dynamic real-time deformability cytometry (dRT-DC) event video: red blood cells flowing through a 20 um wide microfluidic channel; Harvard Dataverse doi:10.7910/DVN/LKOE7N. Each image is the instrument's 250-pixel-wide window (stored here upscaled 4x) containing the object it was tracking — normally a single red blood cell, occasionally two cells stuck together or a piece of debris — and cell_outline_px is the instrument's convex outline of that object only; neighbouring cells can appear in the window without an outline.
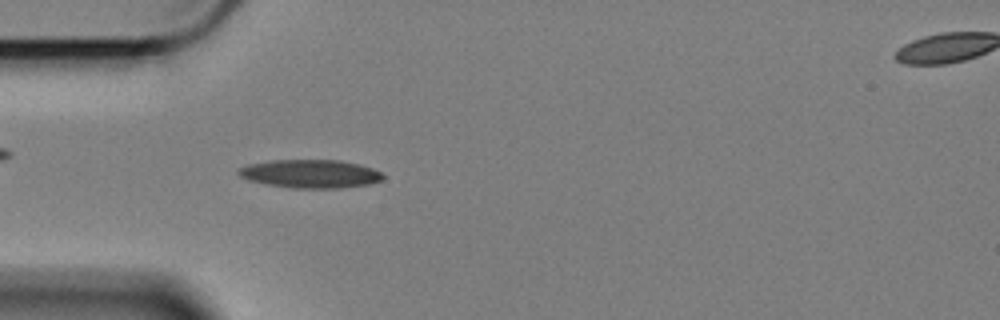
{"species": "Egyptian fruit bat (a non-hibernating species)", "species_latin": "Rousettus aegyptiacus", "temperature_condition": "cold", "stored_images_in_passage": 45, "camera_frame_rate_fps": 3000, "um_per_image_px": 0.085, "animal": {"sex": "female"}, "frame": {"image": 1, "passage_image": 4, "time_ms": 1.0, "image_size_px": [1000, 320], "cell_outline_px": [[384, 176], [380, 180], [368, 184], [340, 188], [292, 188], [264, 184], [248, 180], [240, 176], [236, 172], [240, 168], [248, 164], [268, 160], [340, 160], [360, 164], [372, 168], [380, 172]], "centroid_in_image_um": [26.34, 14.77], "position_along_channel_um": 58.7, "area_um2": 23.93}}
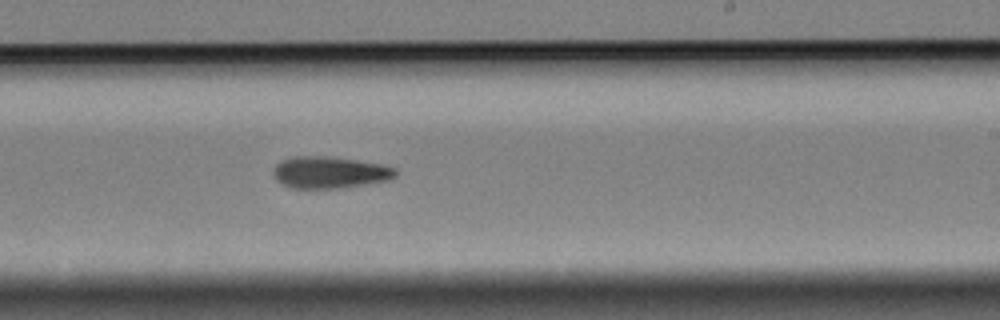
{"frame": {"image": 2, "passage_image": 22, "time_ms": 7.0, "image_size_px": [1000, 320], "cell_outline_px": [[396, 176], [392, 180], [340, 188], [288, 188], [280, 184], [272, 176], [272, 168], [280, 160], [292, 156], [328, 156], [356, 160], [380, 164], [396, 168]], "centroid_in_image_um": [27.97, 14.66], "position_along_channel_um": 261.0, "area_um2": 23.06}}
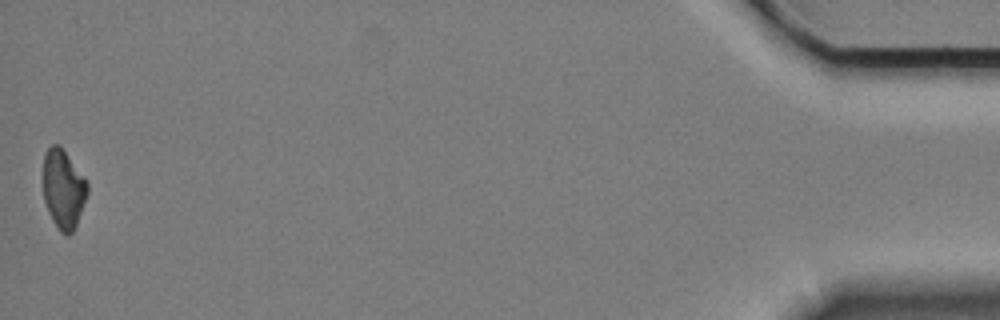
{"frame": {"image": 3, "passage_image": 45, "time_ms": 14.667, "image_size_px": [1000, 320], "cell_outline_px": [[88, 192], [76, 224], [72, 232], [68, 236], [64, 236], [60, 232], [52, 220], [48, 212], [44, 200], [44, 156], [48, 148], [52, 144], [60, 144], [84, 176], [88, 184]], "centroid_in_image_um": [5.39, 16.07], "position_along_channel_um": 429.8, "area_um2": 20.35}}